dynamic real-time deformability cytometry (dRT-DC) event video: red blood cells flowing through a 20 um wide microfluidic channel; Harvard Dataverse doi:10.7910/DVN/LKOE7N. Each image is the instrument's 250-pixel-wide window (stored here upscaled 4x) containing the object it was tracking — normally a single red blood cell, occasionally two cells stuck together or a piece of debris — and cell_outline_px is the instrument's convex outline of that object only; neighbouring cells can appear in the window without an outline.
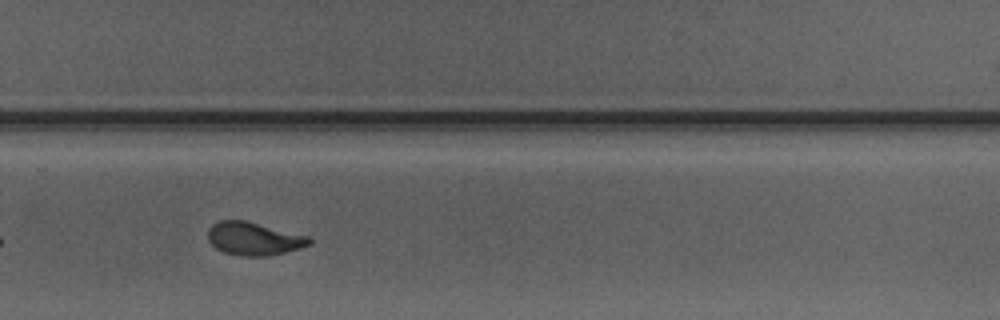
{"species": "Egyptian fruit bat (a non-hibernating species)", "species_latin": "Rousettus aegyptiacus", "temperature_condition": "warm", "stored_images_in_passage": 26, "camera_frame_rate_fps": 3000, "um_per_image_px": 0.085, "animal": {"sex": "male"}, "frame": {"image": 1, "passage_image": 19, "time_ms": 6.0, "image_size_px": [1000, 320], "cell_outline_px": [[312, 244], [300, 248], [268, 256], [240, 256], [224, 252], [216, 248], [208, 240], [208, 228], [212, 224], [220, 220], [244, 220], [308, 236], [312, 240]], "centroid_in_image_um": [21.56, 20.29], "position_along_channel_um": 308.2, "area_um2": 19.48}}
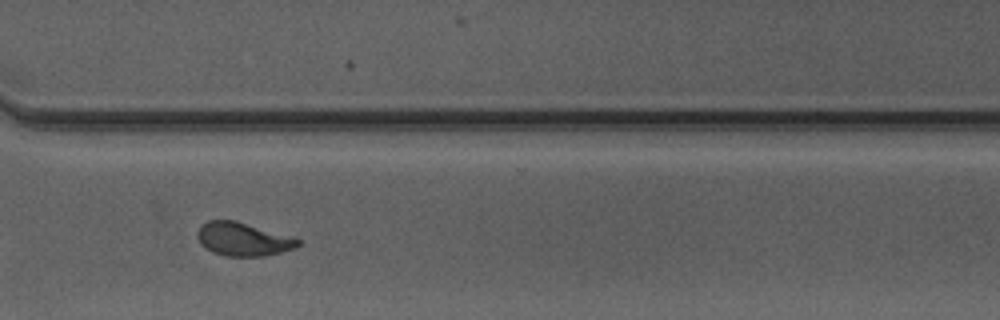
{"frame": {"image": 2, "passage_image": 22, "time_ms": 7.0, "image_size_px": [1000, 320], "cell_outline_px": [[300, 244], [292, 248], [280, 252], [264, 256], [224, 256], [212, 252], [204, 248], [200, 244], [196, 236], [196, 232], [208, 220], [236, 220], [300, 240]], "centroid_in_image_um": [20.57, 20.34], "position_along_channel_um": 350.0, "area_um2": 19.31}, "authors_computed_cell_mechanics": {"area_um2": 19.6231, "velocity_mm_per_s": 4.1567, "shape_relaxation_time_tau1_ms": 3.405, "shape_relaxation_time_tau2_ms": 1.0119, "deformation_change_tau1": 0.1766, "deformation_change_tau2": 0.0748}}